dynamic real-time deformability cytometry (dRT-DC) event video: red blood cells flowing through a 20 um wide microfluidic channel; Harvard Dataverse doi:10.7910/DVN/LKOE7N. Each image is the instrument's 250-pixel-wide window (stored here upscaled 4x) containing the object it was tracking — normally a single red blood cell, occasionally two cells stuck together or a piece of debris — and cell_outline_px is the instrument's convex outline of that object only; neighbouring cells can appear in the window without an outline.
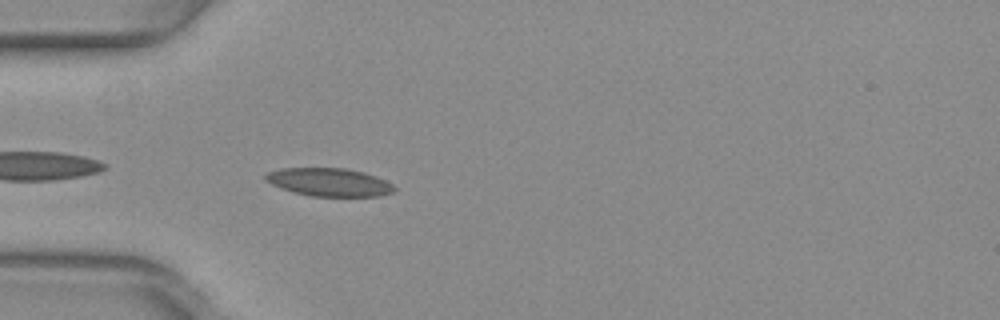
{"species": "common noctule bat (a hibernating species)", "species_latin": "Nyctalus noctula", "temperature_condition": "warm", "stored_images_in_passage": 38, "camera_frame_rate_fps": 3000, "um_per_image_px": 0.085, "animal": {"sex": "female", "body_mass_g": 29.2, "forearm_length_mm": 56.3}, "frame": {"image": 1, "passage_image": 2, "time_ms": 0.333, "image_size_px": [1000, 320], "cell_outline_px": [[396, 192], [380, 196], [312, 196], [292, 192], [280, 188], [264, 180], [264, 172], [280, 168], [344, 168], [364, 172], [376, 176], [392, 184], [396, 188]], "centroid_in_image_um": [27.95, 15.48], "position_along_channel_um": 57.0, "area_um2": 21.33}}
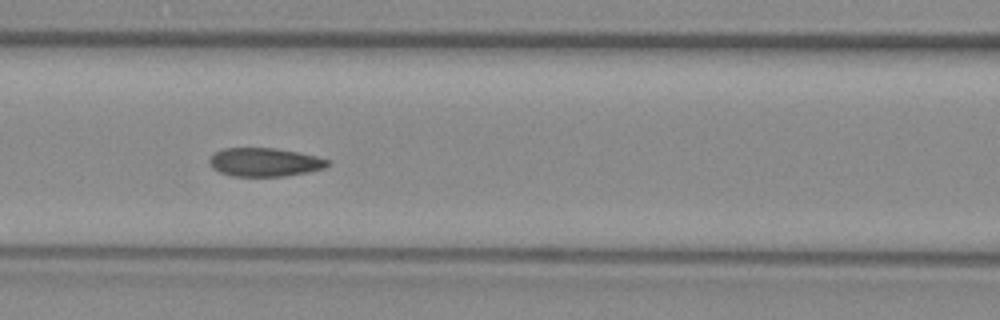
{"frame": {"image": 2, "passage_image": 9, "time_ms": 2.667, "image_size_px": [1000, 320], "cell_outline_px": [[332, 164], [324, 168], [308, 172], [284, 176], [232, 176], [220, 172], [212, 168], [208, 164], [208, 160], [216, 152], [224, 148], [272, 148], [296, 152], [316, 156], [332, 160]], "centroid_in_image_um": [22.52, 13.79], "position_along_channel_um": 144.1, "area_um2": 19.71}}
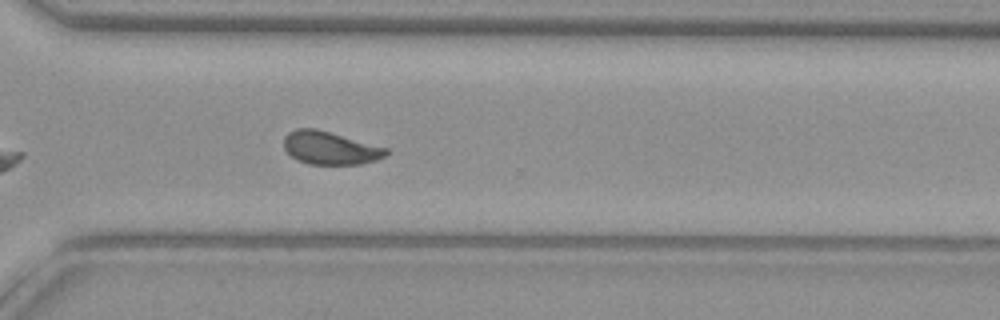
{"frame": {"image": 3, "passage_image": 24, "time_ms": 7.667, "image_size_px": [1000, 320], "cell_outline_px": [[388, 152], [384, 156], [376, 160], [360, 164], [308, 164], [296, 160], [284, 148], [284, 136], [288, 132], [296, 128], [316, 128], [388, 148]], "centroid_in_image_um": [28.03, 12.57], "position_along_channel_um": 342.6, "area_um2": 19.65}, "authors_computed_cell_mechanics": {"area_um2": 20.23, "velocity_mm_per_s": 3.977, "shape_relaxation_time_tau1_ms": 7.2988, "shape_relaxation_time_tau2_ms": 1.8503, "deformation_change_tau1": 0.161, "deformation_change_tau2": 0.0504}}